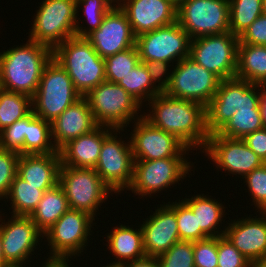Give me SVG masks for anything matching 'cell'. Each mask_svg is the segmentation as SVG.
<instances>
[{
  "label": "cell",
  "mask_w": 266,
  "mask_h": 267,
  "mask_svg": "<svg viewBox=\"0 0 266 267\" xmlns=\"http://www.w3.org/2000/svg\"><path fill=\"white\" fill-rule=\"evenodd\" d=\"M152 111L143 114L155 127L169 132L191 150H203L209 134L206 130V108L195 101L176 99L164 92L149 101Z\"/></svg>",
  "instance_id": "obj_1"
},
{
  "label": "cell",
  "mask_w": 266,
  "mask_h": 267,
  "mask_svg": "<svg viewBox=\"0 0 266 267\" xmlns=\"http://www.w3.org/2000/svg\"><path fill=\"white\" fill-rule=\"evenodd\" d=\"M53 58V49L28 41L0 53L1 89L33 97L45 66Z\"/></svg>",
  "instance_id": "obj_2"
},
{
  "label": "cell",
  "mask_w": 266,
  "mask_h": 267,
  "mask_svg": "<svg viewBox=\"0 0 266 267\" xmlns=\"http://www.w3.org/2000/svg\"><path fill=\"white\" fill-rule=\"evenodd\" d=\"M53 59L68 73L82 96L106 81L104 58L86 38L73 36L60 43L53 49Z\"/></svg>",
  "instance_id": "obj_3"
},
{
  "label": "cell",
  "mask_w": 266,
  "mask_h": 267,
  "mask_svg": "<svg viewBox=\"0 0 266 267\" xmlns=\"http://www.w3.org/2000/svg\"><path fill=\"white\" fill-rule=\"evenodd\" d=\"M81 97L68 73L52 58L45 66L37 91L32 97V111L37 117L53 123Z\"/></svg>",
  "instance_id": "obj_4"
},
{
  "label": "cell",
  "mask_w": 266,
  "mask_h": 267,
  "mask_svg": "<svg viewBox=\"0 0 266 267\" xmlns=\"http://www.w3.org/2000/svg\"><path fill=\"white\" fill-rule=\"evenodd\" d=\"M99 126L124 129L141 111L142 105L118 83L103 82L84 96ZM140 109V110H139ZM136 118H135V117Z\"/></svg>",
  "instance_id": "obj_5"
},
{
  "label": "cell",
  "mask_w": 266,
  "mask_h": 267,
  "mask_svg": "<svg viewBox=\"0 0 266 267\" xmlns=\"http://www.w3.org/2000/svg\"><path fill=\"white\" fill-rule=\"evenodd\" d=\"M261 90L262 85L252 84L238 78L221 80L215 96L206 107L208 134L218 133L239 108H260Z\"/></svg>",
  "instance_id": "obj_6"
},
{
  "label": "cell",
  "mask_w": 266,
  "mask_h": 267,
  "mask_svg": "<svg viewBox=\"0 0 266 267\" xmlns=\"http://www.w3.org/2000/svg\"><path fill=\"white\" fill-rule=\"evenodd\" d=\"M40 5L33 17L29 40L54 49L75 36L76 0H44Z\"/></svg>",
  "instance_id": "obj_7"
},
{
  "label": "cell",
  "mask_w": 266,
  "mask_h": 267,
  "mask_svg": "<svg viewBox=\"0 0 266 267\" xmlns=\"http://www.w3.org/2000/svg\"><path fill=\"white\" fill-rule=\"evenodd\" d=\"M58 184L65 192L69 209L86 212L93 218L109 192H113L92 168L61 166Z\"/></svg>",
  "instance_id": "obj_8"
},
{
  "label": "cell",
  "mask_w": 266,
  "mask_h": 267,
  "mask_svg": "<svg viewBox=\"0 0 266 267\" xmlns=\"http://www.w3.org/2000/svg\"><path fill=\"white\" fill-rule=\"evenodd\" d=\"M94 220L95 218L83 211L69 209L65 212L44 233L52 255L47 260L69 261V258L79 256L87 246Z\"/></svg>",
  "instance_id": "obj_9"
},
{
  "label": "cell",
  "mask_w": 266,
  "mask_h": 267,
  "mask_svg": "<svg viewBox=\"0 0 266 267\" xmlns=\"http://www.w3.org/2000/svg\"><path fill=\"white\" fill-rule=\"evenodd\" d=\"M190 150L187 148L178 158L135 161L132 182L127 190L135 195L151 197L152 193L154 195L178 183L192 168L185 158Z\"/></svg>",
  "instance_id": "obj_10"
},
{
  "label": "cell",
  "mask_w": 266,
  "mask_h": 267,
  "mask_svg": "<svg viewBox=\"0 0 266 267\" xmlns=\"http://www.w3.org/2000/svg\"><path fill=\"white\" fill-rule=\"evenodd\" d=\"M239 37L231 31L190 40L189 57L221 80L235 78Z\"/></svg>",
  "instance_id": "obj_11"
},
{
  "label": "cell",
  "mask_w": 266,
  "mask_h": 267,
  "mask_svg": "<svg viewBox=\"0 0 266 267\" xmlns=\"http://www.w3.org/2000/svg\"><path fill=\"white\" fill-rule=\"evenodd\" d=\"M172 69L171 81L164 93L176 99L198 102L206 108L215 96L221 79L190 57L183 58Z\"/></svg>",
  "instance_id": "obj_12"
},
{
  "label": "cell",
  "mask_w": 266,
  "mask_h": 267,
  "mask_svg": "<svg viewBox=\"0 0 266 267\" xmlns=\"http://www.w3.org/2000/svg\"><path fill=\"white\" fill-rule=\"evenodd\" d=\"M177 22L190 39L226 33L229 0H186L177 8Z\"/></svg>",
  "instance_id": "obj_13"
},
{
  "label": "cell",
  "mask_w": 266,
  "mask_h": 267,
  "mask_svg": "<svg viewBox=\"0 0 266 267\" xmlns=\"http://www.w3.org/2000/svg\"><path fill=\"white\" fill-rule=\"evenodd\" d=\"M120 131L124 129H112L105 136L94 168L101 180L116 194L131 185L135 162L130 141L126 143L117 136Z\"/></svg>",
  "instance_id": "obj_14"
},
{
  "label": "cell",
  "mask_w": 266,
  "mask_h": 267,
  "mask_svg": "<svg viewBox=\"0 0 266 267\" xmlns=\"http://www.w3.org/2000/svg\"><path fill=\"white\" fill-rule=\"evenodd\" d=\"M190 38L176 21L136 37L140 61L178 63L189 57Z\"/></svg>",
  "instance_id": "obj_15"
},
{
  "label": "cell",
  "mask_w": 266,
  "mask_h": 267,
  "mask_svg": "<svg viewBox=\"0 0 266 267\" xmlns=\"http://www.w3.org/2000/svg\"><path fill=\"white\" fill-rule=\"evenodd\" d=\"M133 128L130 144L135 161L178 158L187 149L174 135L155 127L143 116Z\"/></svg>",
  "instance_id": "obj_16"
},
{
  "label": "cell",
  "mask_w": 266,
  "mask_h": 267,
  "mask_svg": "<svg viewBox=\"0 0 266 267\" xmlns=\"http://www.w3.org/2000/svg\"><path fill=\"white\" fill-rule=\"evenodd\" d=\"M1 220L0 216V222ZM7 220L8 222L0 224L4 260L8 265L28 264L26 262L29 256L33 255L32 252L37 248L41 237L44 238V234L30 216L12 215Z\"/></svg>",
  "instance_id": "obj_17"
},
{
  "label": "cell",
  "mask_w": 266,
  "mask_h": 267,
  "mask_svg": "<svg viewBox=\"0 0 266 267\" xmlns=\"http://www.w3.org/2000/svg\"><path fill=\"white\" fill-rule=\"evenodd\" d=\"M204 151L217 169L242 177L264 163L242 139L228 138L218 133L209 135Z\"/></svg>",
  "instance_id": "obj_18"
},
{
  "label": "cell",
  "mask_w": 266,
  "mask_h": 267,
  "mask_svg": "<svg viewBox=\"0 0 266 267\" xmlns=\"http://www.w3.org/2000/svg\"><path fill=\"white\" fill-rule=\"evenodd\" d=\"M86 39L102 58L127 50L136 42L128 17L119 6H113L100 27Z\"/></svg>",
  "instance_id": "obj_19"
},
{
  "label": "cell",
  "mask_w": 266,
  "mask_h": 267,
  "mask_svg": "<svg viewBox=\"0 0 266 267\" xmlns=\"http://www.w3.org/2000/svg\"><path fill=\"white\" fill-rule=\"evenodd\" d=\"M157 208L141 225L146 256L158 257L180 241L175 202Z\"/></svg>",
  "instance_id": "obj_20"
},
{
  "label": "cell",
  "mask_w": 266,
  "mask_h": 267,
  "mask_svg": "<svg viewBox=\"0 0 266 267\" xmlns=\"http://www.w3.org/2000/svg\"><path fill=\"white\" fill-rule=\"evenodd\" d=\"M119 7L135 37L177 21V8L168 0H124Z\"/></svg>",
  "instance_id": "obj_21"
},
{
  "label": "cell",
  "mask_w": 266,
  "mask_h": 267,
  "mask_svg": "<svg viewBox=\"0 0 266 267\" xmlns=\"http://www.w3.org/2000/svg\"><path fill=\"white\" fill-rule=\"evenodd\" d=\"M230 222L224 235L250 262L266 261V213ZM258 217V218H256Z\"/></svg>",
  "instance_id": "obj_22"
},
{
  "label": "cell",
  "mask_w": 266,
  "mask_h": 267,
  "mask_svg": "<svg viewBox=\"0 0 266 267\" xmlns=\"http://www.w3.org/2000/svg\"><path fill=\"white\" fill-rule=\"evenodd\" d=\"M87 99L82 96L51 123L53 144L59 151L69 141L97 127Z\"/></svg>",
  "instance_id": "obj_23"
},
{
  "label": "cell",
  "mask_w": 266,
  "mask_h": 267,
  "mask_svg": "<svg viewBox=\"0 0 266 267\" xmlns=\"http://www.w3.org/2000/svg\"><path fill=\"white\" fill-rule=\"evenodd\" d=\"M111 130L110 127L98 125L91 132L69 141L59 150L61 166L94 169L104 138Z\"/></svg>",
  "instance_id": "obj_24"
},
{
  "label": "cell",
  "mask_w": 266,
  "mask_h": 267,
  "mask_svg": "<svg viewBox=\"0 0 266 267\" xmlns=\"http://www.w3.org/2000/svg\"><path fill=\"white\" fill-rule=\"evenodd\" d=\"M59 151L49 154L20 155L17 175L33 186H56L59 182Z\"/></svg>",
  "instance_id": "obj_25"
},
{
  "label": "cell",
  "mask_w": 266,
  "mask_h": 267,
  "mask_svg": "<svg viewBox=\"0 0 266 267\" xmlns=\"http://www.w3.org/2000/svg\"><path fill=\"white\" fill-rule=\"evenodd\" d=\"M106 236L110 253L117 258L113 264L122 266L146 256L141 226L137 230L121 224Z\"/></svg>",
  "instance_id": "obj_26"
},
{
  "label": "cell",
  "mask_w": 266,
  "mask_h": 267,
  "mask_svg": "<svg viewBox=\"0 0 266 267\" xmlns=\"http://www.w3.org/2000/svg\"><path fill=\"white\" fill-rule=\"evenodd\" d=\"M235 78L266 85V46L238 43Z\"/></svg>",
  "instance_id": "obj_27"
},
{
  "label": "cell",
  "mask_w": 266,
  "mask_h": 267,
  "mask_svg": "<svg viewBox=\"0 0 266 267\" xmlns=\"http://www.w3.org/2000/svg\"><path fill=\"white\" fill-rule=\"evenodd\" d=\"M216 200L204 194L183 200L191 208L197 218L198 226L208 237H219L225 233V230L220 231L219 228L217 230L222 223L225 207Z\"/></svg>",
  "instance_id": "obj_28"
},
{
  "label": "cell",
  "mask_w": 266,
  "mask_h": 267,
  "mask_svg": "<svg viewBox=\"0 0 266 267\" xmlns=\"http://www.w3.org/2000/svg\"><path fill=\"white\" fill-rule=\"evenodd\" d=\"M68 210L69 205L65 192L57 184L43 193L42 199L30 218L44 234Z\"/></svg>",
  "instance_id": "obj_29"
},
{
  "label": "cell",
  "mask_w": 266,
  "mask_h": 267,
  "mask_svg": "<svg viewBox=\"0 0 266 267\" xmlns=\"http://www.w3.org/2000/svg\"><path fill=\"white\" fill-rule=\"evenodd\" d=\"M53 187L55 186H33L16 175L5 196L7 200H11L12 215L30 216L37 208L43 193Z\"/></svg>",
  "instance_id": "obj_30"
},
{
  "label": "cell",
  "mask_w": 266,
  "mask_h": 267,
  "mask_svg": "<svg viewBox=\"0 0 266 267\" xmlns=\"http://www.w3.org/2000/svg\"><path fill=\"white\" fill-rule=\"evenodd\" d=\"M51 123L36 115L28 122L26 137L24 139L25 154L57 153L52 143Z\"/></svg>",
  "instance_id": "obj_31"
},
{
  "label": "cell",
  "mask_w": 266,
  "mask_h": 267,
  "mask_svg": "<svg viewBox=\"0 0 266 267\" xmlns=\"http://www.w3.org/2000/svg\"><path fill=\"white\" fill-rule=\"evenodd\" d=\"M31 112V97L0 89V132Z\"/></svg>",
  "instance_id": "obj_32"
},
{
  "label": "cell",
  "mask_w": 266,
  "mask_h": 267,
  "mask_svg": "<svg viewBox=\"0 0 266 267\" xmlns=\"http://www.w3.org/2000/svg\"><path fill=\"white\" fill-rule=\"evenodd\" d=\"M118 84L122 86L141 105L145 101H150L161 91L154 86L145 65L140 62L133 68Z\"/></svg>",
  "instance_id": "obj_33"
},
{
  "label": "cell",
  "mask_w": 266,
  "mask_h": 267,
  "mask_svg": "<svg viewBox=\"0 0 266 267\" xmlns=\"http://www.w3.org/2000/svg\"><path fill=\"white\" fill-rule=\"evenodd\" d=\"M264 128L260 108H239L230 121L218 132L228 138L242 139L245 135Z\"/></svg>",
  "instance_id": "obj_34"
},
{
  "label": "cell",
  "mask_w": 266,
  "mask_h": 267,
  "mask_svg": "<svg viewBox=\"0 0 266 267\" xmlns=\"http://www.w3.org/2000/svg\"><path fill=\"white\" fill-rule=\"evenodd\" d=\"M260 15L262 0H229V27L237 37Z\"/></svg>",
  "instance_id": "obj_35"
},
{
  "label": "cell",
  "mask_w": 266,
  "mask_h": 267,
  "mask_svg": "<svg viewBox=\"0 0 266 267\" xmlns=\"http://www.w3.org/2000/svg\"><path fill=\"white\" fill-rule=\"evenodd\" d=\"M106 81L118 83L141 61L136 46L104 58Z\"/></svg>",
  "instance_id": "obj_36"
},
{
  "label": "cell",
  "mask_w": 266,
  "mask_h": 267,
  "mask_svg": "<svg viewBox=\"0 0 266 267\" xmlns=\"http://www.w3.org/2000/svg\"><path fill=\"white\" fill-rule=\"evenodd\" d=\"M83 6V12L88 20V27L83 29L79 26V22H76L75 36L79 38H86L94 30H97L105 15L111 10L113 5L107 0H76V13L80 10L79 7Z\"/></svg>",
  "instance_id": "obj_37"
},
{
  "label": "cell",
  "mask_w": 266,
  "mask_h": 267,
  "mask_svg": "<svg viewBox=\"0 0 266 267\" xmlns=\"http://www.w3.org/2000/svg\"><path fill=\"white\" fill-rule=\"evenodd\" d=\"M175 201V214L181 241L195 242L209 238L198 226V221L191 208L183 201Z\"/></svg>",
  "instance_id": "obj_38"
},
{
  "label": "cell",
  "mask_w": 266,
  "mask_h": 267,
  "mask_svg": "<svg viewBox=\"0 0 266 267\" xmlns=\"http://www.w3.org/2000/svg\"><path fill=\"white\" fill-rule=\"evenodd\" d=\"M35 116L32 111L26 117L17 120L9 127H6L0 132V148L18 152L19 155H24V139L28 122Z\"/></svg>",
  "instance_id": "obj_39"
},
{
  "label": "cell",
  "mask_w": 266,
  "mask_h": 267,
  "mask_svg": "<svg viewBox=\"0 0 266 267\" xmlns=\"http://www.w3.org/2000/svg\"><path fill=\"white\" fill-rule=\"evenodd\" d=\"M157 260L161 267H195L193 242L180 240Z\"/></svg>",
  "instance_id": "obj_40"
},
{
  "label": "cell",
  "mask_w": 266,
  "mask_h": 267,
  "mask_svg": "<svg viewBox=\"0 0 266 267\" xmlns=\"http://www.w3.org/2000/svg\"><path fill=\"white\" fill-rule=\"evenodd\" d=\"M247 188L251 193L252 202H254L256 210L260 212L266 211V163L254 169L245 175Z\"/></svg>",
  "instance_id": "obj_41"
},
{
  "label": "cell",
  "mask_w": 266,
  "mask_h": 267,
  "mask_svg": "<svg viewBox=\"0 0 266 267\" xmlns=\"http://www.w3.org/2000/svg\"><path fill=\"white\" fill-rule=\"evenodd\" d=\"M19 153L0 148V200L8 194L12 181L17 175Z\"/></svg>",
  "instance_id": "obj_42"
},
{
  "label": "cell",
  "mask_w": 266,
  "mask_h": 267,
  "mask_svg": "<svg viewBox=\"0 0 266 267\" xmlns=\"http://www.w3.org/2000/svg\"><path fill=\"white\" fill-rule=\"evenodd\" d=\"M218 267H249L250 261L225 236L217 237Z\"/></svg>",
  "instance_id": "obj_43"
},
{
  "label": "cell",
  "mask_w": 266,
  "mask_h": 267,
  "mask_svg": "<svg viewBox=\"0 0 266 267\" xmlns=\"http://www.w3.org/2000/svg\"><path fill=\"white\" fill-rule=\"evenodd\" d=\"M195 267H218L217 237L193 242Z\"/></svg>",
  "instance_id": "obj_44"
},
{
  "label": "cell",
  "mask_w": 266,
  "mask_h": 267,
  "mask_svg": "<svg viewBox=\"0 0 266 267\" xmlns=\"http://www.w3.org/2000/svg\"><path fill=\"white\" fill-rule=\"evenodd\" d=\"M239 43L266 46V15H260L239 36Z\"/></svg>",
  "instance_id": "obj_45"
},
{
  "label": "cell",
  "mask_w": 266,
  "mask_h": 267,
  "mask_svg": "<svg viewBox=\"0 0 266 267\" xmlns=\"http://www.w3.org/2000/svg\"><path fill=\"white\" fill-rule=\"evenodd\" d=\"M141 62L145 65L153 84L157 86L161 92H164L165 89L169 86L171 81V73L169 72L167 73V70L171 66V64L168 62L154 61V60L141 61ZM164 75L167 76H165V79H162Z\"/></svg>",
  "instance_id": "obj_46"
},
{
  "label": "cell",
  "mask_w": 266,
  "mask_h": 267,
  "mask_svg": "<svg viewBox=\"0 0 266 267\" xmlns=\"http://www.w3.org/2000/svg\"><path fill=\"white\" fill-rule=\"evenodd\" d=\"M244 143L266 163V127L245 135Z\"/></svg>",
  "instance_id": "obj_47"
},
{
  "label": "cell",
  "mask_w": 266,
  "mask_h": 267,
  "mask_svg": "<svg viewBox=\"0 0 266 267\" xmlns=\"http://www.w3.org/2000/svg\"><path fill=\"white\" fill-rule=\"evenodd\" d=\"M122 267H161L157 257L145 256L141 259L134 260L122 265Z\"/></svg>",
  "instance_id": "obj_48"
},
{
  "label": "cell",
  "mask_w": 266,
  "mask_h": 267,
  "mask_svg": "<svg viewBox=\"0 0 266 267\" xmlns=\"http://www.w3.org/2000/svg\"><path fill=\"white\" fill-rule=\"evenodd\" d=\"M260 109L262 122L264 127H266V85H262Z\"/></svg>",
  "instance_id": "obj_49"
},
{
  "label": "cell",
  "mask_w": 266,
  "mask_h": 267,
  "mask_svg": "<svg viewBox=\"0 0 266 267\" xmlns=\"http://www.w3.org/2000/svg\"><path fill=\"white\" fill-rule=\"evenodd\" d=\"M68 262L64 260H45L42 267H70Z\"/></svg>",
  "instance_id": "obj_50"
},
{
  "label": "cell",
  "mask_w": 266,
  "mask_h": 267,
  "mask_svg": "<svg viewBox=\"0 0 266 267\" xmlns=\"http://www.w3.org/2000/svg\"><path fill=\"white\" fill-rule=\"evenodd\" d=\"M8 264L5 262L2 251L1 233H0V267H6Z\"/></svg>",
  "instance_id": "obj_51"
},
{
  "label": "cell",
  "mask_w": 266,
  "mask_h": 267,
  "mask_svg": "<svg viewBox=\"0 0 266 267\" xmlns=\"http://www.w3.org/2000/svg\"><path fill=\"white\" fill-rule=\"evenodd\" d=\"M249 267H266V261L250 262Z\"/></svg>",
  "instance_id": "obj_52"
},
{
  "label": "cell",
  "mask_w": 266,
  "mask_h": 267,
  "mask_svg": "<svg viewBox=\"0 0 266 267\" xmlns=\"http://www.w3.org/2000/svg\"><path fill=\"white\" fill-rule=\"evenodd\" d=\"M173 6L178 8L186 0H168Z\"/></svg>",
  "instance_id": "obj_53"
},
{
  "label": "cell",
  "mask_w": 266,
  "mask_h": 267,
  "mask_svg": "<svg viewBox=\"0 0 266 267\" xmlns=\"http://www.w3.org/2000/svg\"><path fill=\"white\" fill-rule=\"evenodd\" d=\"M109 1L111 4L113 3V6H120L121 2H123L124 0H107ZM114 3H117L118 5H114Z\"/></svg>",
  "instance_id": "obj_54"
},
{
  "label": "cell",
  "mask_w": 266,
  "mask_h": 267,
  "mask_svg": "<svg viewBox=\"0 0 266 267\" xmlns=\"http://www.w3.org/2000/svg\"><path fill=\"white\" fill-rule=\"evenodd\" d=\"M262 14L266 15V0H262Z\"/></svg>",
  "instance_id": "obj_55"
},
{
  "label": "cell",
  "mask_w": 266,
  "mask_h": 267,
  "mask_svg": "<svg viewBox=\"0 0 266 267\" xmlns=\"http://www.w3.org/2000/svg\"><path fill=\"white\" fill-rule=\"evenodd\" d=\"M102 267H122V266L121 265H116V264L110 263L109 265L102 266Z\"/></svg>",
  "instance_id": "obj_56"
},
{
  "label": "cell",
  "mask_w": 266,
  "mask_h": 267,
  "mask_svg": "<svg viewBox=\"0 0 266 267\" xmlns=\"http://www.w3.org/2000/svg\"><path fill=\"white\" fill-rule=\"evenodd\" d=\"M25 267V265H23ZM22 265H7L6 267H23Z\"/></svg>",
  "instance_id": "obj_57"
}]
</instances>
